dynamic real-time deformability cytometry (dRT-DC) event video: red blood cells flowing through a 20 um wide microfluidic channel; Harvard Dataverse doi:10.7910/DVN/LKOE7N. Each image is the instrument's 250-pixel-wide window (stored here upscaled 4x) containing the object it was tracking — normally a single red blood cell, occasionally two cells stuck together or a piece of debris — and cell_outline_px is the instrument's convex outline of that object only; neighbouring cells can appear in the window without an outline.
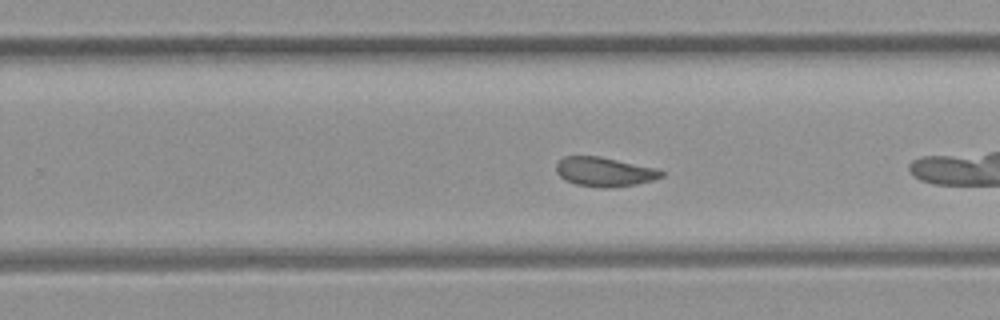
{"species": "common noctule bat (a hibernating species)", "species_latin": "Nyctalus noctula", "temperature_condition": "room temperature", "stored_images_in_passage": 36, "camera_frame_rate_fps": 3000, "um_per_image_px": 0.085, "animal": {"sex": "female", "body_mass_g": 21.9}, "frame": {"image": 1, "passage_image": 16, "time_ms": 5.0, "image_size_px": [1000, 320], "cell_outline_px": [[664, 176], [652, 180], [636, 184], [612, 188], [604, 188], [576, 184], [564, 180], [556, 172], [556, 164], [564, 156], [600, 156], [656, 168], [664, 172]], "centroid_in_image_um": [51.37, 14.6], "position_along_channel_um": 278.4, "area_um2": 17.98}}